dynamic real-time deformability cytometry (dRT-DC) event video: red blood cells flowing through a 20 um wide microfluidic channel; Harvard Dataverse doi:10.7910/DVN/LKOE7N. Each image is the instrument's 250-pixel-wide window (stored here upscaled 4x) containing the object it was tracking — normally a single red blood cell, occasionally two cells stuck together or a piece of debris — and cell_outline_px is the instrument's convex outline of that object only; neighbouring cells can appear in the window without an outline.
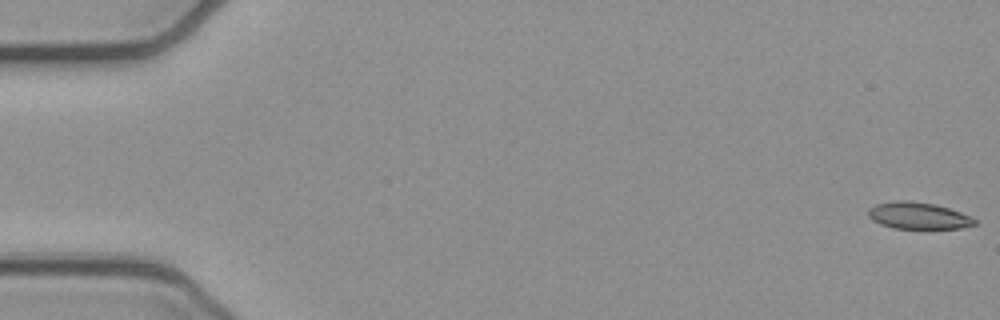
{"species": "common noctule bat (a hibernating species)", "species_latin": "Nyctalus noctula", "temperature_condition": "cold", "stored_images_in_passage": 52, "camera_frame_rate_fps": 3000, "um_per_image_px": 0.085, "animal": {"sex": "female", "body_mass_g": 21.9}, "frame": {"image": 1, "passage_image": 1, "time_ms": 0.0, "image_size_px": [1000, 320], "cell_outline_px": [[976, 224], [960, 228], [892, 228], [880, 224], [872, 220], [868, 216], [868, 208], [876, 204], [896, 200], [908, 200], [936, 204], [960, 212], [976, 220]], "centroid_in_image_um": [78.0, 18.32], "position_along_channel_um": 7.0, "area_um2": 16.53}}
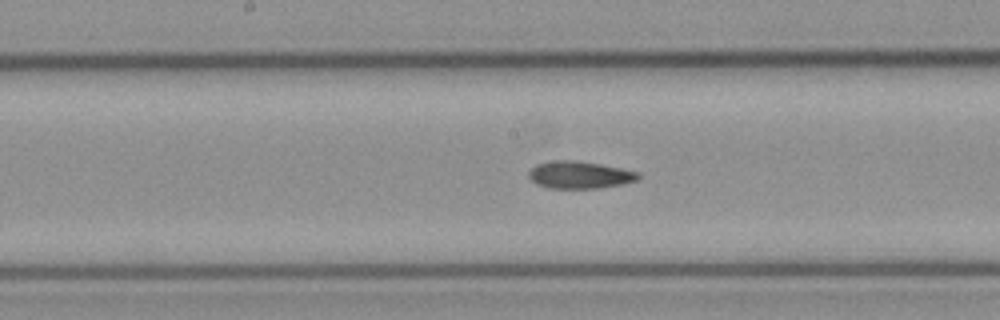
{"frame": {"image": 2, "passage_image": 27, "time_ms": 8.667, "image_size_px": [1000, 320], "cell_outline_px": [[640, 180], [624, 184], [596, 188], [548, 188], [536, 184], [528, 176], [528, 172], [536, 164], [556, 160], [572, 160], [600, 164], [640, 172]], "centroid_in_image_um": [49.29, 14.87], "position_along_channel_um": 198.9, "area_um2": 17.46}}
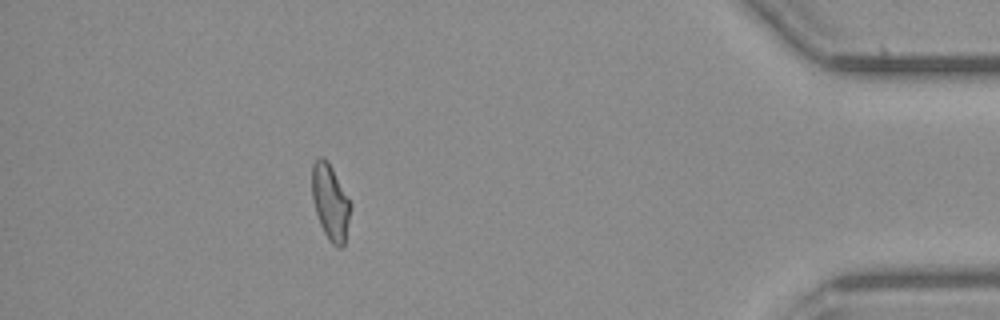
{"frame": {"image": 3, "passage_image": 47, "time_ms": 15.333, "image_size_px": [1000, 320], "cell_outline_px": [[352, 204], [344, 244], [340, 248], [336, 248], [328, 240], [320, 224], [312, 200], [312, 164], [320, 156], [324, 156], [328, 160]], "centroid_in_image_um": [28.08, 17.17], "position_along_channel_um": 407.1, "area_um2": 17.11}, "authors_computed_cell_mechanics": {"area_um2": 17.3978, "velocity_mm_per_s": 3.9329, "shape_relaxation_time_tau1_ms": null, "shape_relaxation_time_tau2_ms": 7.8551, "deformation_change_tau1": null, "deformation_change_tau2": 0.1544}}